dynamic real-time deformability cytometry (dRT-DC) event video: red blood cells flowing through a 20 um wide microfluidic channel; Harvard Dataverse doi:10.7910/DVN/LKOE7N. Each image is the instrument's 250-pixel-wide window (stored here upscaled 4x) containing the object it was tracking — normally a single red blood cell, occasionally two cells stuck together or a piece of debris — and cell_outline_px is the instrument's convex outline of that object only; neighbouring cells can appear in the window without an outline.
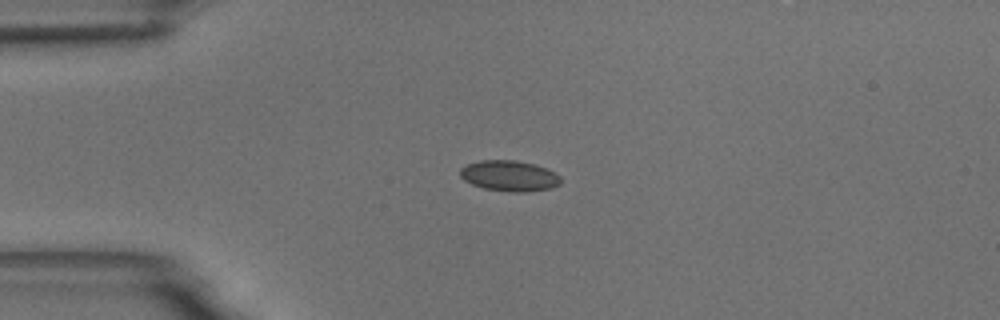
{"species": "common noctule bat (a hibernating species)", "species_latin": "Nyctalus noctula", "temperature_condition": "room temperature", "stored_images_in_passage": 27, "camera_frame_rate_fps": 3000, "um_per_image_px": 0.085, "animal": {"sex": "male", "body_mass_g": 18.8}, "frame": {"image": 1, "passage_image": 1, "time_ms": 0.0, "image_size_px": [1000, 320], "cell_outline_px": [[560, 184], [552, 188], [528, 192], [512, 192], [484, 188], [472, 184], [464, 180], [460, 176], [460, 168], [468, 164], [480, 160], [516, 160], [536, 164], [548, 168], [560, 176]], "centroid_in_image_um": [43.32, 14.94], "position_along_channel_um": 41.7, "area_um2": 18.15}}
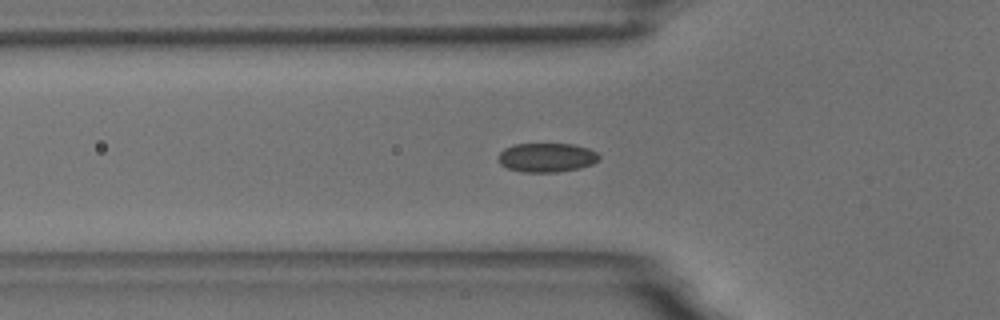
{"frame": {"image": 2, "passage_image": 6, "time_ms": 1.667, "image_size_px": [1000, 320], "cell_outline_px": [[600, 160], [592, 164], [580, 168], [556, 172], [524, 172], [508, 168], [500, 164], [500, 152], [504, 148], [512, 144], [572, 144], [588, 148], [596, 152], [600, 156]], "centroid_in_image_um": [46.49, 13.38], "position_along_channel_um": 79.3, "area_um2": 17.05}}
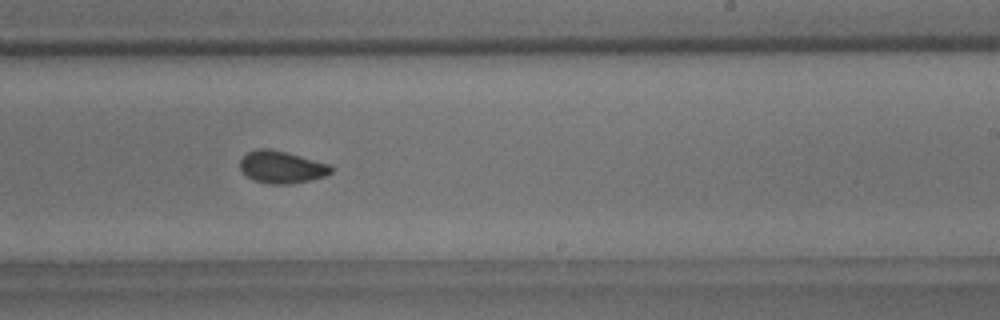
{"frame": {"image": 3, "passage_image": 21, "time_ms": 6.667, "image_size_px": [1000, 320], "cell_outline_px": [[332, 172], [324, 176], [312, 180], [292, 184], [268, 184], [252, 180], [240, 168], [240, 160], [248, 152], [256, 148], [272, 148], [328, 164], [332, 168]], "centroid_in_image_um": [23.92, 14.21], "position_along_channel_um": 265.1, "area_um2": 17.11}}